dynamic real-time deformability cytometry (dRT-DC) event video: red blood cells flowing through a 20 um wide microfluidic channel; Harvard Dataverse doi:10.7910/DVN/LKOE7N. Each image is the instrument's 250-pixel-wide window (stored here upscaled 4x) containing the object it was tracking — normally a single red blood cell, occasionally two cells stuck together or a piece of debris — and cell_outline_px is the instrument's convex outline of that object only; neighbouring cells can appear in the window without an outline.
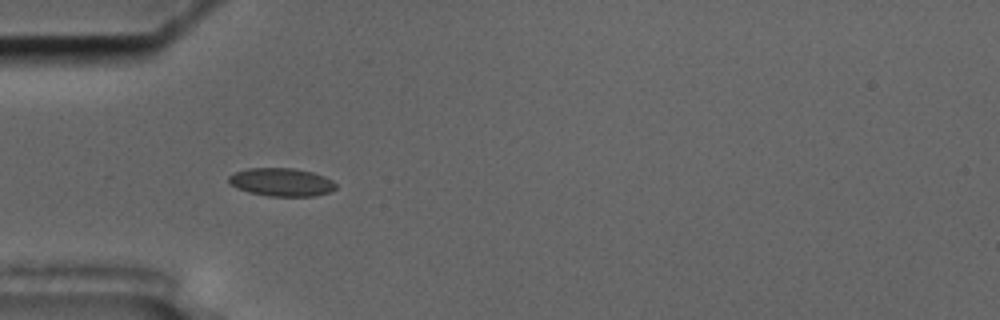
{"species": "common noctule bat (a hibernating species)", "species_latin": "Nyctalus noctula", "temperature_condition": "cold", "stored_images_in_passage": 26, "camera_frame_rate_fps": 3000, "um_per_image_px": 0.085, "animal": {"sex": "male", "body_mass_g": 17.5, "forearm_length_mm": 52.3}, "frame": {"image": 1, "passage_image": 5, "time_ms": 1.333, "image_size_px": [1000, 320], "cell_outline_px": [[336, 188], [328, 192], [316, 196], [268, 196], [248, 192], [232, 184], [228, 180], [228, 176], [236, 172], [248, 168], [292, 168], [312, 172], [324, 176], [332, 180], [336, 184]], "centroid_in_image_um": [23.95, 15.48], "position_along_channel_um": 61.1, "area_um2": 17.4}}